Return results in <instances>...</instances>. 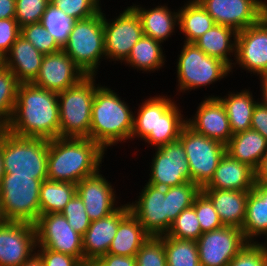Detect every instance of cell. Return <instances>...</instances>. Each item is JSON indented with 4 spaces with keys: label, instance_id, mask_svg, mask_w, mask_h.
Returning <instances> with one entry per match:
<instances>
[{
    "label": "cell",
    "instance_id": "1",
    "mask_svg": "<svg viewBox=\"0 0 267 266\" xmlns=\"http://www.w3.org/2000/svg\"><path fill=\"white\" fill-rule=\"evenodd\" d=\"M156 93L141 99L138 108H134L132 143L143 142L146 148L155 149L179 139L186 123L185 106H181L179 99L166 94ZM161 94V95H160ZM183 107V108H181ZM140 140V141H139Z\"/></svg>",
    "mask_w": 267,
    "mask_h": 266
},
{
    "label": "cell",
    "instance_id": "2",
    "mask_svg": "<svg viewBox=\"0 0 267 266\" xmlns=\"http://www.w3.org/2000/svg\"><path fill=\"white\" fill-rule=\"evenodd\" d=\"M58 93L32 83L19 84L10 122L5 129L22 137H59Z\"/></svg>",
    "mask_w": 267,
    "mask_h": 266
},
{
    "label": "cell",
    "instance_id": "3",
    "mask_svg": "<svg viewBox=\"0 0 267 266\" xmlns=\"http://www.w3.org/2000/svg\"><path fill=\"white\" fill-rule=\"evenodd\" d=\"M107 154L90 138L50 139L47 179L77 184L102 169Z\"/></svg>",
    "mask_w": 267,
    "mask_h": 266
},
{
    "label": "cell",
    "instance_id": "4",
    "mask_svg": "<svg viewBox=\"0 0 267 266\" xmlns=\"http://www.w3.org/2000/svg\"><path fill=\"white\" fill-rule=\"evenodd\" d=\"M110 86L103 84L102 79V84L96 89L90 124V139L106 152L119 143L118 148L130 143L135 108Z\"/></svg>",
    "mask_w": 267,
    "mask_h": 266
},
{
    "label": "cell",
    "instance_id": "5",
    "mask_svg": "<svg viewBox=\"0 0 267 266\" xmlns=\"http://www.w3.org/2000/svg\"><path fill=\"white\" fill-rule=\"evenodd\" d=\"M180 45V53L174 63L176 64L174 72L176 73V92L174 93L176 99L179 98L178 96L184 99L183 95L188 96L187 93L190 95L191 91L202 90V88H206L207 91L211 85L213 88L214 84L222 83L221 81L230 75L233 77L231 68L225 62L208 56L194 43L181 42Z\"/></svg>",
    "mask_w": 267,
    "mask_h": 266
},
{
    "label": "cell",
    "instance_id": "6",
    "mask_svg": "<svg viewBox=\"0 0 267 266\" xmlns=\"http://www.w3.org/2000/svg\"><path fill=\"white\" fill-rule=\"evenodd\" d=\"M98 77L87 75L76 85L58 93L59 137L90 138L92 104L95 91L101 85Z\"/></svg>",
    "mask_w": 267,
    "mask_h": 266
},
{
    "label": "cell",
    "instance_id": "7",
    "mask_svg": "<svg viewBox=\"0 0 267 266\" xmlns=\"http://www.w3.org/2000/svg\"><path fill=\"white\" fill-rule=\"evenodd\" d=\"M49 140L22 137L2 128V158L5 173L47 179Z\"/></svg>",
    "mask_w": 267,
    "mask_h": 266
},
{
    "label": "cell",
    "instance_id": "8",
    "mask_svg": "<svg viewBox=\"0 0 267 266\" xmlns=\"http://www.w3.org/2000/svg\"><path fill=\"white\" fill-rule=\"evenodd\" d=\"M61 49L86 75L100 74L99 67L106 62L103 9L90 18L75 20Z\"/></svg>",
    "mask_w": 267,
    "mask_h": 266
},
{
    "label": "cell",
    "instance_id": "9",
    "mask_svg": "<svg viewBox=\"0 0 267 266\" xmlns=\"http://www.w3.org/2000/svg\"><path fill=\"white\" fill-rule=\"evenodd\" d=\"M41 183L32 176L4 174L0 183V201L7 222L35 224L40 216Z\"/></svg>",
    "mask_w": 267,
    "mask_h": 266
},
{
    "label": "cell",
    "instance_id": "10",
    "mask_svg": "<svg viewBox=\"0 0 267 266\" xmlns=\"http://www.w3.org/2000/svg\"><path fill=\"white\" fill-rule=\"evenodd\" d=\"M103 8L106 63L121 65L128 58L132 47L144 35L141 21L131 6H120L121 11L116 16L112 14V18L111 14L106 15L105 4Z\"/></svg>",
    "mask_w": 267,
    "mask_h": 266
},
{
    "label": "cell",
    "instance_id": "11",
    "mask_svg": "<svg viewBox=\"0 0 267 266\" xmlns=\"http://www.w3.org/2000/svg\"><path fill=\"white\" fill-rule=\"evenodd\" d=\"M179 140L185 149L191 182L202 189L212 179L219 161L226 153V145L197 133L187 124L183 127Z\"/></svg>",
    "mask_w": 267,
    "mask_h": 266
},
{
    "label": "cell",
    "instance_id": "12",
    "mask_svg": "<svg viewBox=\"0 0 267 266\" xmlns=\"http://www.w3.org/2000/svg\"><path fill=\"white\" fill-rule=\"evenodd\" d=\"M151 159L144 180L154 186L169 188L191 181V173L185 149L176 140L159 148L152 149ZM150 173H149V172Z\"/></svg>",
    "mask_w": 267,
    "mask_h": 266
},
{
    "label": "cell",
    "instance_id": "13",
    "mask_svg": "<svg viewBox=\"0 0 267 266\" xmlns=\"http://www.w3.org/2000/svg\"><path fill=\"white\" fill-rule=\"evenodd\" d=\"M237 69L243 74L250 73L252 78L267 76V13L257 23L238 32L231 74Z\"/></svg>",
    "mask_w": 267,
    "mask_h": 266
},
{
    "label": "cell",
    "instance_id": "14",
    "mask_svg": "<svg viewBox=\"0 0 267 266\" xmlns=\"http://www.w3.org/2000/svg\"><path fill=\"white\" fill-rule=\"evenodd\" d=\"M139 191L135 200L127 201L131 213L150 236L166 235L169 230L168 188L146 182Z\"/></svg>",
    "mask_w": 267,
    "mask_h": 266
},
{
    "label": "cell",
    "instance_id": "15",
    "mask_svg": "<svg viewBox=\"0 0 267 266\" xmlns=\"http://www.w3.org/2000/svg\"><path fill=\"white\" fill-rule=\"evenodd\" d=\"M36 248H47L77 257L84 262L82 235L77 233L61 213L40 215L34 224Z\"/></svg>",
    "mask_w": 267,
    "mask_h": 266
},
{
    "label": "cell",
    "instance_id": "16",
    "mask_svg": "<svg viewBox=\"0 0 267 266\" xmlns=\"http://www.w3.org/2000/svg\"><path fill=\"white\" fill-rule=\"evenodd\" d=\"M247 243L242 230L237 227L223 226L203 232L196 241L200 265L228 266Z\"/></svg>",
    "mask_w": 267,
    "mask_h": 266
},
{
    "label": "cell",
    "instance_id": "17",
    "mask_svg": "<svg viewBox=\"0 0 267 266\" xmlns=\"http://www.w3.org/2000/svg\"><path fill=\"white\" fill-rule=\"evenodd\" d=\"M101 170L76 184V194L83 200L91 221L107 217L124 203L116 186Z\"/></svg>",
    "mask_w": 267,
    "mask_h": 266
},
{
    "label": "cell",
    "instance_id": "18",
    "mask_svg": "<svg viewBox=\"0 0 267 266\" xmlns=\"http://www.w3.org/2000/svg\"><path fill=\"white\" fill-rule=\"evenodd\" d=\"M215 24L237 32L257 23L266 13L262 0H197Z\"/></svg>",
    "mask_w": 267,
    "mask_h": 266
},
{
    "label": "cell",
    "instance_id": "19",
    "mask_svg": "<svg viewBox=\"0 0 267 266\" xmlns=\"http://www.w3.org/2000/svg\"><path fill=\"white\" fill-rule=\"evenodd\" d=\"M34 225L6 222L0 226V266H21L36 254Z\"/></svg>",
    "mask_w": 267,
    "mask_h": 266
},
{
    "label": "cell",
    "instance_id": "20",
    "mask_svg": "<svg viewBox=\"0 0 267 266\" xmlns=\"http://www.w3.org/2000/svg\"><path fill=\"white\" fill-rule=\"evenodd\" d=\"M86 76L61 49L56 53L44 55L38 75L32 84L59 93L76 85Z\"/></svg>",
    "mask_w": 267,
    "mask_h": 266
},
{
    "label": "cell",
    "instance_id": "21",
    "mask_svg": "<svg viewBox=\"0 0 267 266\" xmlns=\"http://www.w3.org/2000/svg\"><path fill=\"white\" fill-rule=\"evenodd\" d=\"M196 103L191 117H186L187 125L197 133L226 145L233 134L221 101L217 97H204L199 104Z\"/></svg>",
    "mask_w": 267,
    "mask_h": 266
},
{
    "label": "cell",
    "instance_id": "22",
    "mask_svg": "<svg viewBox=\"0 0 267 266\" xmlns=\"http://www.w3.org/2000/svg\"><path fill=\"white\" fill-rule=\"evenodd\" d=\"M130 212L126 200L112 214L99 220L91 221L85 234L82 236L84 262L87 260H98L108 253L109 247L114 239L119 222Z\"/></svg>",
    "mask_w": 267,
    "mask_h": 266
},
{
    "label": "cell",
    "instance_id": "23",
    "mask_svg": "<svg viewBox=\"0 0 267 266\" xmlns=\"http://www.w3.org/2000/svg\"><path fill=\"white\" fill-rule=\"evenodd\" d=\"M134 3L132 2L130 6L136 11L145 36L164 44L166 41L168 42L169 38L176 35V32H179V7L171 8L168 6V2L164 4L160 2L158 5L154 3L150 8L137 1Z\"/></svg>",
    "mask_w": 267,
    "mask_h": 266
},
{
    "label": "cell",
    "instance_id": "24",
    "mask_svg": "<svg viewBox=\"0 0 267 266\" xmlns=\"http://www.w3.org/2000/svg\"><path fill=\"white\" fill-rule=\"evenodd\" d=\"M224 96L222 93L217 96L207 95L204 97H217L223 104L226 114L228 116L230 129L232 134L249 130L251 128V119L253 115L254 108L259 102L256 97V92L250 89V86L247 88H240V90L234 89L227 91ZM254 94V95H253ZM256 97V98H255Z\"/></svg>",
    "mask_w": 267,
    "mask_h": 266
},
{
    "label": "cell",
    "instance_id": "25",
    "mask_svg": "<svg viewBox=\"0 0 267 266\" xmlns=\"http://www.w3.org/2000/svg\"><path fill=\"white\" fill-rule=\"evenodd\" d=\"M255 183V171L247 164L225 153L210 182L202 189L251 191Z\"/></svg>",
    "mask_w": 267,
    "mask_h": 266
},
{
    "label": "cell",
    "instance_id": "26",
    "mask_svg": "<svg viewBox=\"0 0 267 266\" xmlns=\"http://www.w3.org/2000/svg\"><path fill=\"white\" fill-rule=\"evenodd\" d=\"M43 57V53L20 35L3 57L2 64L11 70L20 84L32 83L38 75Z\"/></svg>",
    "mask_w": 267,
    "mask_h": 266
},
{
    "label": "cell",
    "instance_id": "27",
    "mask_svg": "<svg viewBox=\"0 0 267 266\" xmlns=\"http://www.w3.org/2000/svg\"><path fill=\"white\" fill-rule=\"evenodd\" d=\"M241 230L248 242L267 243V184L255 182L249 191Z\"/></svg>",
    "mask_w": 267,
    "mask_h": 266
},
{
    "label": "cell",
    "instance_id": "28",
    "mask_svg": "<svg viewBox=\"0 0 267 266\" xmlns=\"http://www.w3.org/2000/svg\"><path fill=\"white\" fill-rule=\"evenodd\" d=\"M211 201L224 226L242 229L249 191L201 189Z\"/></svg>",
    "mask_w": 267,
    "mask_h": 266
},
{
    "label": "cell",
    "instance_id": "29",
    "mask_svg": "<svg viewBox=\"0 0 267 266\" xmlns=\"http://www.w3.org/2000/svg\"><path fill=\"white\" fill-rule=\"evenodd\" d=\"M163 43L154 40L151 37L143 35L140 40L132 47L128 58L121 64L126 65L129 69L135 72L145 73H159L158 71H165L167 67V55L162 45ZM163 69V70H162Z\"/></svg>",
    "mask_w": 267,
    "mask_h": 266
},
{
    "label": "cell",
    "instance_id": "30",
    "mask_svg": "<svg viewBox=\"0 0 267 266\" xmlns=\"http://www.w3.org/2000/svg\"><path fill=\"white\" fill-rule=\"evenodd\" d=\"M237 34L231 27L215 24L194 44L208 56L225 62L231 68L236 55Z\"/></svg>",
    "mask_w": 267,
    "mask_h": 266
},
{
    "label": "cell",
    "instance_id": "31",
    "mask_svg": "<svg viewBox=\"0 0 267 266\" xmlns=\"http://www.w3.org/2000/svg\"><path fill=\"white\" fill-rule=\"evenodd\" d=\"M226 153L255 171L267 153V139L252 129L235 133L226 144Z\"/></svg>",
    "mask_w": 267,
    "mask_h": 266
},
{
    "label": "cell",
    "instance_id": "32",
    "mask_svg": "<svg viewBox=\"0 0 267 266\" xmlns=\"http://www.w3.org/2000/svg\"><path fill=\"white\" fill-rule=\"evenodd\" d=\"M179 6L178 27L181 40L185 43H194L206 31L211 29L215 22L197 0H185ZM183 35V37L181 36Z\"/></svg>",
    "mask_w": 267,
    "mask_h": 266
},
{
    "label": "cell",
    "instance_id": "33",
    "mask_svg": "<svg viewBox=\"0 0 267 266\" xmlns=\"http://www.w3.org/2000/svg\"><path fill=\"white\" fill-rule=\"evenodd\" d=\"M150 235L144 230L131 211L119 222L108 253L121 256H135Z\"/></svg>",
    "mask_w": 267,
    "mask_h": 266
},
{
    "label": "cell",
    "instance_id": "34",
    "mask_svg": "<svg viewBox=\"0 0 267 266\" xmlns=\"http://www.w3.org/2000/svg\"><path fill=\"white\" fill-rule=\"evenodd\" d=\"M76 195V184L70 182L42 181L39 192L40 215L60 213Z\"/></svg>",
    "mask_w": 267,
    "mask_h": 266
},
{
    "label": "cell",
    "instance_id": "35",
    "mask_svg": "<svg viewBox=\"0 0 267 266\" xmlns=\"http://www.w3.org/2000/svg\"><path fill=\"white\" fill-rule=\"evenodd\" d=\"M167 266H201L196 241L164 235Z\"/></svg>",
    "mask_w": 267,
    "mask_h": 266
},
{
    "label": "cell",
    "instance_id": "36",
    "mask_svg": "<svg viewBox=\"0 0 267 266\" xmlns=\"http://www.w3.org/2000/svg\"><path fill=\"white\" fill-rule=\"evenodd\" d=\"M19 82L9 68L0 65V127L10 122L17 99Z\"/></svg>",
    "mask_w": 267,
    "mask_h": 266
},
{
    "label": "cell",
    "instance_id": "37",
    "mask_svg": "<svg viewBox=\"0 0 267 266\" xmlns=\"http://www.w3.org/2000/svg\"><path fill=\"white\" fill-rule=\"evenodd\" d=\"M200 191L201 189L191 181L168 188L169 228L184 209L192 206Z\"/></svg>",
    "mask_w": 267,
    "mask_h": 266
},
{
    "label": "cell",
    "instance_id": "38",
    "mask_svg": "<svg viewBox=\"0 0 267 266\" xmlns=\"http://www.w3.org/2000/svg\"><path fill=\"white\" fill-rule=\"evenodd\" d=\"M74 21L66 13L57 9L52 4L46 8L42 19L44 28L61 48L67 41Z\"/></svg>",
    "mask_w": 267,
    "mask_h": 266
},
{
    "label": "cell",
    "instance_id": "39",
    "mask_svg": "<svg viewBox=\"0 0 267 266\" xmlns=\"http://www.w3.org/2000/svg\"><path fill=\"white\" fill-rule=\"evenodd\" d=\"M202 233L195 209L191 206L177 216L166 235L177 239L197 241Z\"/></svg>",
    "mask_w": 267,
    "mask_h": 266
},
{
    "label": "cell",
    "instance_id": "40",
    "mask_svg": "<svg viewBox=\"0 0 267 266\" xmlns=\"http://www.w3.org/2000/svg\"><path fill=\"white\" fill-rule=\"evenodd\" d=\"M136 266H167L164 235L150 236L135 255Z\"/></svg>",
    "mask_w": 267,
    "mask_h": 266
},
{
    "label": "cell",
    "instance_id": "41",
    "mask_svg": "<svg viewBox=\"0 0 267 266\" xmlns=\"http://www.w3.org/2000/svg\"><path fill=\"white\" fill-rule=\"evenodd\" d=\"M103 3L102 0H50V4L73 20L87 19L96 15L103 9Z\"/></svg>",
    "mask_w": 267,
    "mask_h": 266
},
{
    "label": "cell",
    "instance_id": "42",
    "mask_svg": "<svg viewBox=\"0 0 267 266\" xmlns=\"http://www.w3.org/2000/svg\"><path fill=\"white\" fill-rule=\"evenodd\" d=\"M20 35L44 55L56 53L61 50V47L55 39L48 34L42 22L23 26Z\"/></svg>",
    "mask_w": 267,
    "mask_h": 266
},
{
    "label": "cell",
    "instance_id": "43",
    "mask_svg": "<svg viewBox=\"0 0 267 266\" xmlns=\"http://www.w3.org/2000/svg\"><path fill=\"white\" fill-rule=\"evenodd\" d=\"M50 0H16L15 19L20 28L23 26L42 22Z\"/></svg>",
    "mask_w": 267,
    "mask_h": 266
},
{
    "label": "cell",
    "instance_id": "44",
    "mask_svg": "<svg viewBox=\"0 0 267 266\" xmlns=\"http://www.w3.org/2000/svg\"><path fill=\"white\" fill-rule=\"evenodd\" d=\"M192 206L195 209L202 232L212 231L224 226L213 204L201 191L195 197Z\"/></svg>",
    "mask_w": 267,
    "mask_h": 266
},
{
    "label": "cell",
    "instance_id": "45",
    "mask_svg": "<svg viewBox=\"0 0 267 266\" xmlns=\"http://www.w3.org/2000/svg\"><path fill=\"white\" fill-rule=\"evenodd\" d=\"M68 224L80 235H84L91 224L83 200L76 194L60 212Z\"/></svg>",
    "mask_w": 267,
    "mask_h": 266
},
{
    "label": "cell",
    "instance_id": "46",
    "mask_svg": "<svg viewBox=\"0 0 267 266\" xmlns=\"http://www.w3.org/2000/svg\"><path fill=\"white\" fill-rule=\"evenodd\" d=\"M228 266H267V243L248 242Z\"/></svg>",
    "mask_w": 267,
    "mask_h": 266
},
{
    "label": "cell",
    "instance_id": "47",
    "mask_svg": "<svg viewBox=\"0 0 267 266\" xmlns=\"http://www.w3.org/2000/svg\"><path fill=\"white\" fill-rule=\"evenodd\" d=\"M21 28L15 18L0 19V56L3 58L20 36Z\"/></svg>",
    "mask_w": 267,
    "mask_h": 266
},
{
    "label": "cell",
    "instance_id": "48",
    "mask_svg": "<svg viewBox=\"0 0 267 266\" xmlns=\"http://www.w3.org/2000/svg\"><path fill=\"white\" fill-rule=\"evenodd\" d=\"M36 255L43 266H81L82 262L74 256L56 252L47 248H36Z\"/></svg>",
    "mask_w": 267,
    "mask_h": 266
},
{
    "label": "cell",
    "instance_id": "49",
    "mask_svg": "<svg viewBox=\"0 0 267 266\" xmlns=\"http://www.w3.org/2000/svg\"><path fill=\"white\" fill-rule=\"evenodd\" d=\"M267 139V107L258 102L254 108L251 128Z\"/></svg>",
    "mask_w": 267,
    "mask_h": 266
},
{
    "label": "cell",
    "instance_id": "50",
    "mask_svg": "<svg viewBox=\"0 0 267 266\" xmlns=\"http://www.w3.org/2000/svg\"><path fill=\"white\" fill-rule=\"evenodd\" d=\"M97 261L102 266H136L135 256H121L107 253Z\"/></svg>",
    "mask_w": 267,
    "mask_h": 266
},
{
    "label": "cell",
    "instance_id": "51",
    "mask_svg": "<svg viewBox=\"0 0 267 266\" xmlns=\"http://www.w3.org/2000/svg\"><path fill=\"white\" fill-rule=\"evenodd\" d=\"M16 0H0V19L15 18Z\"/></svg>",
    "mask_w": 267,
    "mask_h": 266
},
{
    "label": "cell",
    "instance_id": "52",
    "mask_svg": "<svg viewBox=\"0 0 267 266\" xmlns=\"http://www.w3.org/2000/svg\"><path fill=\"white\" fill-rule=\"evenodd\" d=\"M255 182L267 184V153L262 157L258 168L255 170Z\"/></svg>",
    "mask_w": 267,
    "mask_h": 266
},
{
    "label": "cell",
    "instance_id": "53",
    "mask_svg": "<svg viewBox=\"0 0 267 266\" xmlns=\"http://www.w3.org/2000/svg\"><path fill=\"white\" fill-rule=\"evenodd\" d=\"M259 80L258 84L259 85V91L257 96H258V100L261 104H263L264 106L267 107V76H262L259 78H256L255 80Z\"/></svg>",
    "mask_w": 267,
    "mask_h": 266
},
{
    "label": "cell",
    "instance_id": "54",
    "mask_svg": "<svg viewBox=\"0 0 267 266\" xmlns=\"http://www.w3.org/2000/svg\"><path fill=\"white\" fill-rule=\"evenodd\" d=\"M21 266H43L40 258L35 254L30 260L24 262Z\"/></svg>",
    "mask_w": 267,
    "mask_h": 266
},
{
    "label": "cell",
    "instance_id": "55",
    "mask_svg": "<svg viewBox=\"0 0 267 266\" xmlns=\"http://www.w3.org/2000/svg\"><path fill=\"white\" fill-rule=\"evenodd\" d=\"M5 174L3 158H2V129L0 130V183L1 179Z\"/></svg>",
    "mask_w": 267,
    "mask_h": 266
},
{
    "label": "cell",
    "instance_id": "56",
    "mask_svg": "<svg viewBox=\"0 0 267 266\" xmlns=\"http://www.w3.org/2000/svg\"><path fill=\"white\" fill-rule=\"evenodd\" d=\"M81 266H102L97 260H87Z\"/></svg>",
    "mask_w": 267,
    "mask_h": 266
},
{
    "label": "cell",
    "instance_id": "57",
    "mask_svg": "<svg viewBox=\"0 0 267 266\" xmlns=\"http://www.w3.org/2000/svg\"><path fill=\"white\" fill-rule=\"evenodd\" d=\"M6 222H7V220L3 214L2 205H1V201H0V226L5 224Z\"/></svg>",
    "mask_w": 267,
    "mask_h": 266
},
{
    "label": "cell",
    "instance_id": "58",
    "mask_svg": "<svg viewBox=\"0 0 267 266\" xmlns=\"http://www.w3.org/2000/svg\"><path fill=\"white\" fill-rule=\"evenodd\" d=\"M262 2L267 6V0H262Z\"/></svg>",
    "mask_w": 267,
    "mask_h": 266
},
{
    "label": "cell",
    "instance_id": "59",
    "mask_svg": "<svg viewBox=\"0 0 267 266\" xmlns=\"http://www.w3.org/2000/svg\"><path fill=\"white\" fill-rule=\"evenodd\" d=\"M3 62V58L0 56V65L2 64Z\"/></svg>",
    "mask_w": 267,
    "mask_h": 266
}]
</instances>
